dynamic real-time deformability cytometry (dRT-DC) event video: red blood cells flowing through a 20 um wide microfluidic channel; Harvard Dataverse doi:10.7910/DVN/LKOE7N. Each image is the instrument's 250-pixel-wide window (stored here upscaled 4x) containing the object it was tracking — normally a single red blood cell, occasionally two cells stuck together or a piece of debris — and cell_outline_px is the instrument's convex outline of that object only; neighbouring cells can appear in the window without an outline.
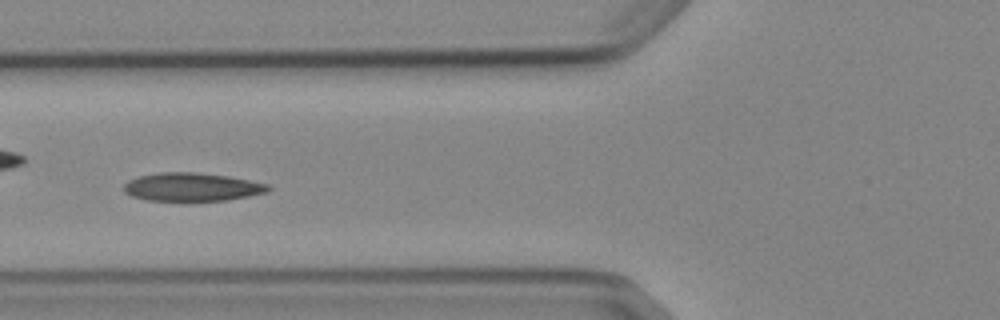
{"species": "Egyptian fruit bat (a non-hibernating species)", "species_latin": "Rousettus aegyptiacus", "temperature_condition": "cold", "stored_images_in_passage": 9, "camera_frame_rate_fps": 3000, "um_per_image_px": 0.085, "animal": {"sex": "female"}, "frame": {"image": 1, "passage_image": 6, "time_ms": 7.0, "image_size_px": [1000, 320], "cell_outline_px": [[272, 188], [268, 192], [228, 200], [148, 200], [132, 196], [124, 192], [124, 184], [128, 180], [140, 176], [160, 172], [196, 172], [228, 176], [268, 184]], "centroid_in_image_um": [16.33, 15.88], "position_along_channel_um": 109.5, "area_um2": 23.64}}